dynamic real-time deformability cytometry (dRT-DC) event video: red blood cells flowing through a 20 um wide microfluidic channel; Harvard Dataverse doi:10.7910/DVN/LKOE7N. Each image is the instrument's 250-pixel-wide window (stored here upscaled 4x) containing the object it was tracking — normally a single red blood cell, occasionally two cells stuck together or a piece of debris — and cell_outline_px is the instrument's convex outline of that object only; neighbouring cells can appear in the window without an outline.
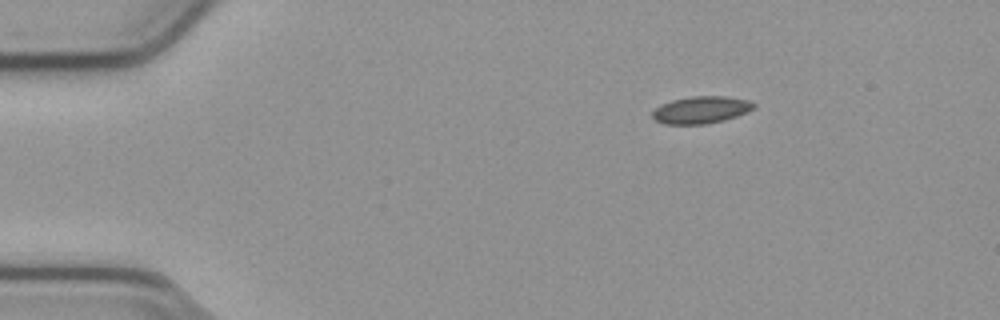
{"species": "common noctule bat (a hibernating species)", "species_latin": "Nyctalus noctula", "temperature_condition": "cold", "stored_images_in_passage": 9, "camera_frame_rate_fps": 3000, "um_per_image_px": 0.085, "animal": {"sex": "male", "body_mass_g": 23.1, "forearm_length_mm": 52.7}, "frame": {"image": 1, "passage_image": 1, "time_ms": 0.0, "image_size_px": [1000, 320], "cell_outline_px": [[756, 108], [736, 116], [724, 120], [704, 124], [664, 124], [652, 120], [652, 112], [660, 104], [672, 100], [692, 96], [724, 96], [748, 100], [756, 104]], "centroid_in_image_um": [59.56, 9.34], "position_along_channel_um": 25.4, "area_um2": 16.13}}